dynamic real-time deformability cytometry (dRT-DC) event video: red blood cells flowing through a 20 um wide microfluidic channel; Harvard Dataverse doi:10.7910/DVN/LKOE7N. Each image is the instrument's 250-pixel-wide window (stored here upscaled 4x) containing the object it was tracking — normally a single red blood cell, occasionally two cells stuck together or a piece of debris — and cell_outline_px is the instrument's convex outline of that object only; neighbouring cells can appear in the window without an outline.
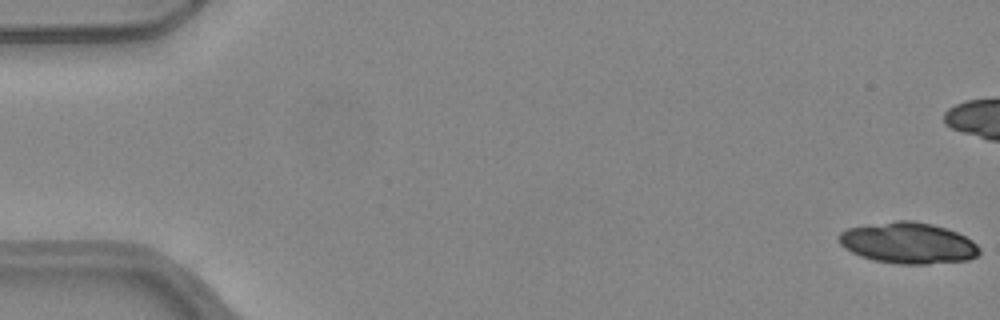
{"species": "common noctule bat (a hibernating species)", "species_latin": "Nyctalus noctula", "temperature_condition": "warm", "stored_images_in_passage": 17, "camera_frame_rate_fps": 3000, "um_per_image_px": 0.085, "animal": {"sex": "female", "body_mass_g": 24.6, "forearm_length_mm": 56.2}, "frame": {"image": 1, "passage_image": 1, "time_ms": 0.0, "image_size_px": [1000, 320], "cell_outline_px": [[980, 252], [976, 256], [968, 260], [928, 264], [900, 264], [872, 260], [860, 256], [844, 248], [840, 244], [836, 236], [840, 232], [848, 228], [868, 224], [896, 220], [912, 220], [932, 224], [956, 232], [972, 240], [980, 248]], "centroid_in_image_um": [77.16, 20.65], "position_along_channel_um": 7.8, "area_um2": 33.87}}